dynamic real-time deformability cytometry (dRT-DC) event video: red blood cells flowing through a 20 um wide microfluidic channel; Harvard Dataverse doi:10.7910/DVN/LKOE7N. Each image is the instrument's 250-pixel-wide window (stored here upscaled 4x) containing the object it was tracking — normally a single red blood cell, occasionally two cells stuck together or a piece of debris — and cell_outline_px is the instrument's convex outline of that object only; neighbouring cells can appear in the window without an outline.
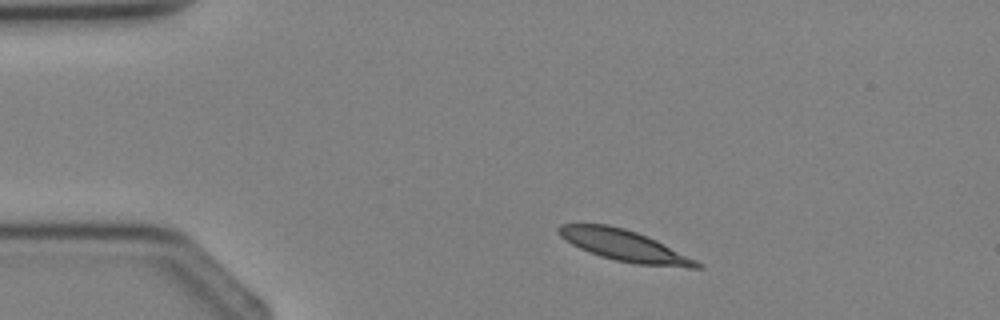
{"species": "Egyptian fruit bat (a non-hibernating species)", "species_latin": "Rousettus aegyptiacus", "temperature_condition": "cold", "stored_images_in_passage": 1, "camera_frame_rate_fps": 3000, "um_per_image_px": 0.085, "animal": {"sex": "female"}, "frame": {"image": 1, "passage_image": 1, "time_ms": 0.0, "image_size_px": [1000, 320], "cell_outline_px": [[704, 268], [688, 268], [636, 264], [616, 260], [600, 256], [580, 248], [572, 244], [560, 236], [556, 232], [556, 228], [560, 224], [608, 224], [624, 228], [636, 232], [656, 240], [704, 264]], "centroid_in_image_um": [53.08, 20.88], "position_along_channel_um": 31.9, "area_um2": 25.03}}